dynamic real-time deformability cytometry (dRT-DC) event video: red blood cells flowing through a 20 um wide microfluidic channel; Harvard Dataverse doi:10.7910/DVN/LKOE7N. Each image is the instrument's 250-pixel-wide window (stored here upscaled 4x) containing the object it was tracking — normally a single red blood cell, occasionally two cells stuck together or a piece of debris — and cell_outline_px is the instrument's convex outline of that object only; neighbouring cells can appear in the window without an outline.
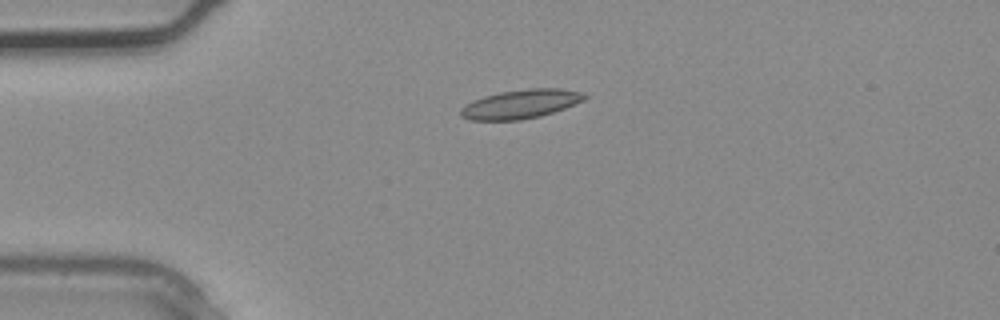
{"species": "common noctule bat (a hibernating species)", "species_latin": "Nyctalus noctula", "temperature_condition": "warm", "stored_images_in_passage": 2, "camera_frame_rate_fps": 3000, "um_per_image_px": 0.085, "animal": {"sex": "male", "body_mass_g": 20.4}, "frame": {"image": 1, "passage_image": 2, "time_ms": 0.333, "image_size_px": [1000, 320], "cell_outline_px": [[588, 96], [584, 100], [564, 108], [540, 116], [520, 120], [468, 120], [460, 116], [460, 108], [464, 104], [472, 100], [484, 96], [500, 92], [528, 88], [560, 88], [584, 92]], "centroid_in_image_um": [44.23, 8.84], "position_along_channel_um": 40.8, "area_um2": 21.04}}